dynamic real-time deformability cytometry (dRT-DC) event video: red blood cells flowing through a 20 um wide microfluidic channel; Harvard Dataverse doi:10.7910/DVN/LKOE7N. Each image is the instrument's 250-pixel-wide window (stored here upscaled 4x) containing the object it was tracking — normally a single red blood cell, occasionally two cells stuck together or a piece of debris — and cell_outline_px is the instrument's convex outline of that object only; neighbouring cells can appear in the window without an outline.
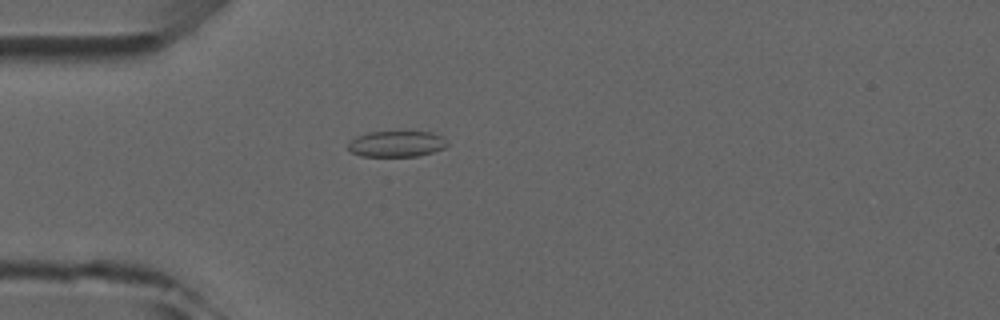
{"species": "common noctule bat (a hibernating species)", "species_latin": "Nyctalus noctula", "temperature_condition": "room temperature", "stored_images_in_passage": 3, "camera_frame_rate_fps": 3000, "um_per_image_px": 0.085, "animal": {"sex": "male", "forearm_length_mm": 52.5}, "frame": {"image": 1, "passage_image": 3, "time_ms": 2.333, "image_size_px": [1000, 320], "cell_outline_px": [[448, 144], [444, 148], [432, 152], [416, 156], [360, 156], [352, 152], [348, 148], [348, 144], [356, 136], [368, 132], [432, 132], [440, 136]], "centroid_in_image_um": [33.68, 12.23], "position_along_channel_um": 51.3, "area_um2": 14.8}}